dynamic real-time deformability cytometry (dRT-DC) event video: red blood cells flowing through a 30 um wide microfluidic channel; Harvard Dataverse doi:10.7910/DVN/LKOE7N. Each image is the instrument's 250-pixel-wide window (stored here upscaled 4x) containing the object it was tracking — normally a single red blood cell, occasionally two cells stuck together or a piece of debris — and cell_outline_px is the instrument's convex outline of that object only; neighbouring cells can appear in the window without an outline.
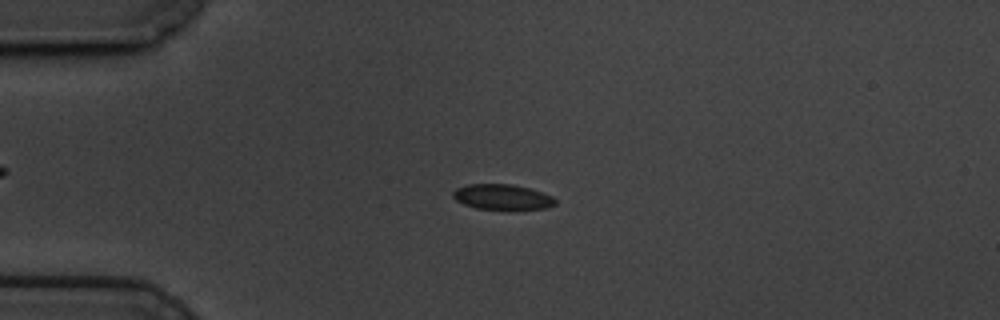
{"species": "common noctule bat (a hibernating species)", "species_latin": "Nyctalus noctula", "temperature_condition": "cold", "stored_images_in_passage": 46, "camera_frame_rate_fps": 3000, "um_per_image_px": 0.085, "animal": {"sex": "male", "body_mass_g": 19.5, "forearm_length_mm": 54.6}, "frame": {"image": 1, "passage_image": 1, "time_ms": 0.0, "image_size_px": [1000, 320], "cell_outline_px": [[556, 204], [544, 208], [476, 208], [464, 204], [456, 200], [452, 196], [452, 192], [456, 188], [468, 184], [512, 184], [528, 188], [552, 196], [556, 200]], "centroid_in_image_um": [42.65, 16.72], "position_along_channel_um": 42.4, "area_um2": 14.68}}
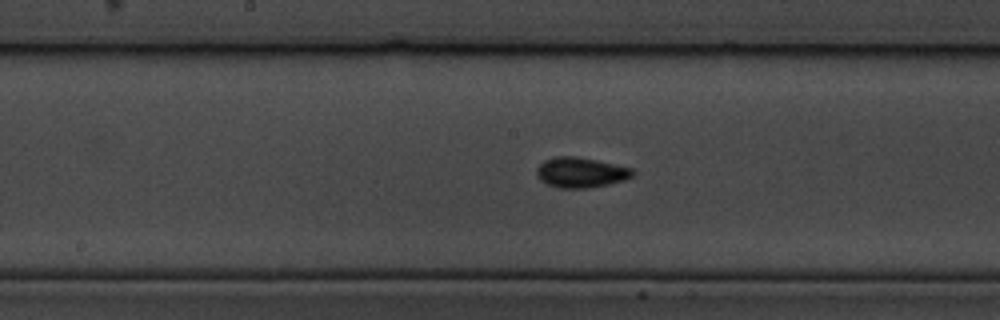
{"frame": {"image": 2, "passage_image": 17, "time_ms": 5.333, "image_size_px": [1000, 320], "cell_outline_px": [[636, 172], [632, 176], [624, 180], [608, 184], [588, 188], [560, 188], [548, 184], [540, 180], [536, 176], [536, 168], [544, 160], [556, 156], [576, 156], [596, 160], [632, 168]], "centroid_in_image_um": [49.35, 14.65], "position_along_channel_um": 198.9, "area_um2": 16.94}}
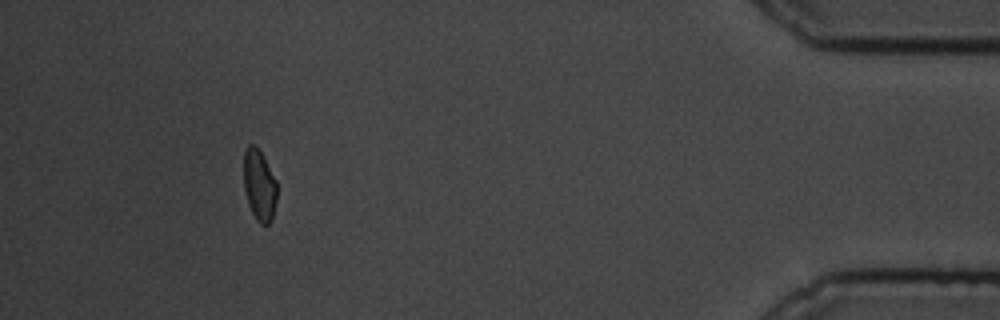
{"frame": {"image": 3, "passage_image": 41, "time_ms": 13.333, "image_size_px": [1000, 320], "cell_outline_px": [[276, 200], [272, 220], [268, 224], [260, 224], [256, 220], [248, 204], [244, 188], [244, 152], [248, 144], [256, 144], [276, 180]], "centroid_in_image_um": [22.03, 15.74], "position_along_channel_um": 413.2, "area_um2": 13.76}, "authors_computed_cell_mechanics": {"area_um2": 14.9702, "velocity_mm_per_s": 3.4036, "shape_relaxation_time_tau1_ms": 2.1806, "shape_relaxation_time_tau2_ms": 5.1247, "deformation_change_tau1": 0.072, "deformation_change_tau2": 0.0816}}